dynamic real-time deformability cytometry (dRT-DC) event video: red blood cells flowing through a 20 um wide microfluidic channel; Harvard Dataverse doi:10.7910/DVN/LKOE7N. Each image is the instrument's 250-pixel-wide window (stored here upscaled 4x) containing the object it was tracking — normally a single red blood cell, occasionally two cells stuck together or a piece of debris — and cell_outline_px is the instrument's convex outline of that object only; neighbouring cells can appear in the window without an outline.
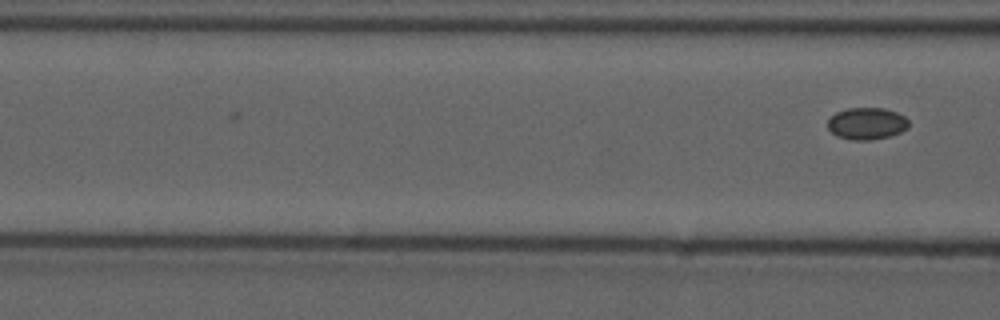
{"species": "common noctule bat (a hibernating species)", "species_latin": "Nyctalus noctula", "temperature_condition": "cold", "stored_images_in_passage": 6, "camera_frame_rate_fps": 3000, "um_per_image_px": 0.085, "animal": {"sex": "male", "forearm_length_mm": 52.5}, "frame": {"image": 1, "passage_image": 6, "time_ms": 1.667, "image_size_px": [1000, 320], "cell_outline_px": [[908, 128], [900, 132], [888, 136], [872, 140], [852, 140], [836, 136], [828, 128], [828, 120], [836, 112], [848, 108], [884, 108], [896, 112], [904, 116], [908, 120]], "centroid_in_image_um": [73.67, 10.5], "position_along_channel_um": 92.9, "area_um2": 15.03}}